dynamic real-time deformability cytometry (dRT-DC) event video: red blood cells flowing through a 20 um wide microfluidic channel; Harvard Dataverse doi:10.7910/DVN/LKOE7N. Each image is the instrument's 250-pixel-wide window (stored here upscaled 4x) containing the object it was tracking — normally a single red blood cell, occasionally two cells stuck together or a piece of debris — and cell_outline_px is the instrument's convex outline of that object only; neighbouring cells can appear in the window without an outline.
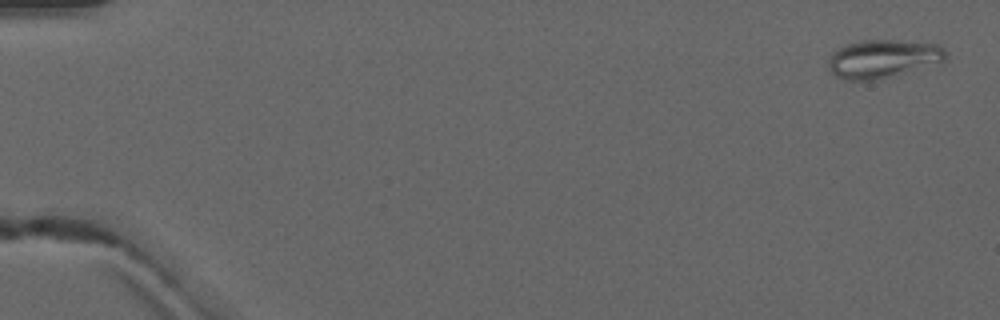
{"species": "common noctule bat (a hibernating species)", "species_latin": "Nyctalus noctula", "temperature_condition": "warm", "stored_images_in_passage": 4, "camera_frame_rate_fps": 3000, "um_per_image_px": 0.085, "animal": {"sex": "male", "forearm_length_mm": 52.5}, "frame": {"image": 1, "passage_image": 1, "time_ms": 0.0, "image_size_px": [1000, 320], "cell_outline_px": [[948, 56], [944, 64], [876, 80], [848, 80], [836, 76], [828, 72], [828, 60], [832, 52], [836, 48], [856, 40], [896, 40], [940, 44], [948, 52]], "centroid_in_image_um": [75.11, 5.0], "position_along_channel_um": 9.9, "area_um2": 27.22}}